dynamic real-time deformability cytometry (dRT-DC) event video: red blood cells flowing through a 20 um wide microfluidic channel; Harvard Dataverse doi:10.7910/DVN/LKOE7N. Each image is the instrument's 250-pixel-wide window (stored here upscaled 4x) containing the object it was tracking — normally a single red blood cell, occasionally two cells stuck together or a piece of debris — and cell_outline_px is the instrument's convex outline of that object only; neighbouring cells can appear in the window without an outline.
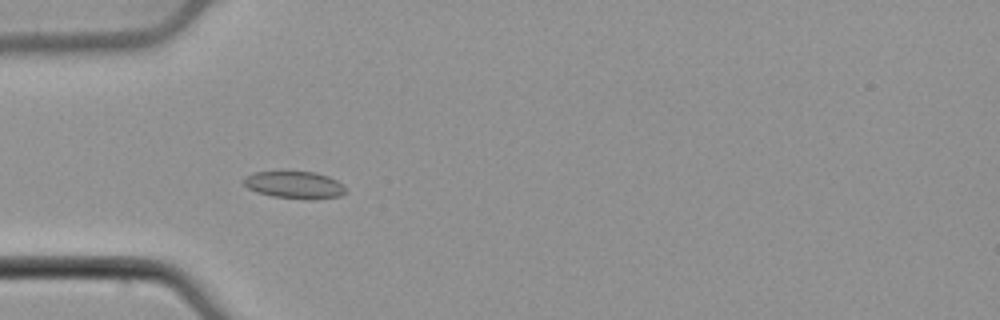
{"species": "common noctule bat (a hibernating species)", "species_latin": "Nyctalus noctula", "temperature_condition": "cold", "stored_images_in_passage": 53, "camera_frame_rate_fps": 3000, "um_per_image_px": 0.085, "animal": {"sex": "male", "body_mass_g": 21.5, "forearm_length_mm": 52.0}, "frame": {"image": 1, "passage_image": 16, "time_ms": 5.0, "image_size_px": [1000, 320], "cell_outline_px": [[348, 192], [340, 196], [316, 200], [312, 200], [272, 196], [256, 192], [248, 188], [244, 184], [244, 176], [252, 172], [316, 172], [328, 176], [336, 180]], "centroid_in_image_um": [25.04, 15.73], "position_along_channel_um": 60.0, "area_um2": 16.24}}
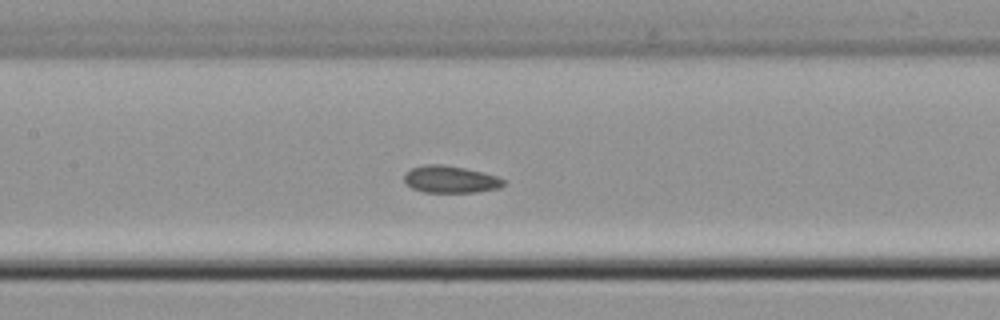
{"frame": {"image": 2, "passage_image": 25, "time_ms": 8.0, "image_size_px": [1000, 320], "cell_outline_px": [[504, 184], [500, 188], [476, 192], [424, 192], [412, 188], [404, 180], [404, 172], [412, 168], [424, 164], [440, 164], [464, 168], [484, 172], [496, 176], [504, 180]], "centroid_in_image_um": [38.27, 15.24], "position_along_channel_um": 169.1, "area_um2": 15.66}}
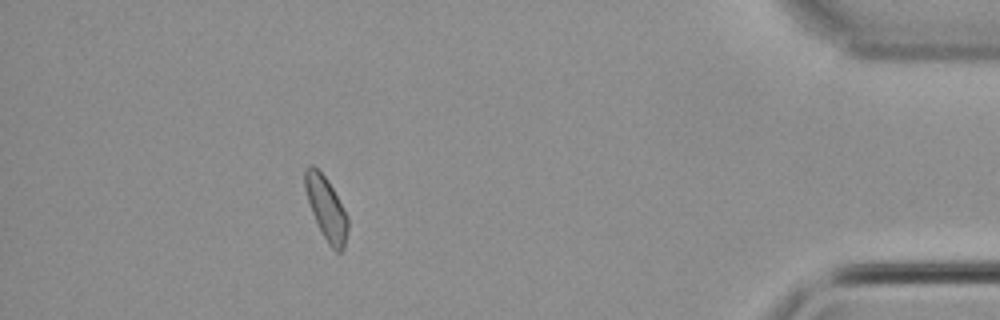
{"frame": {"image": 3, "passage_image": 48, "time_ms": 15.667, "image_size_px": [1000, 320], "cell_outline_px": [[348, 228], [344, 248], [340, 252], [336, 252], [328, 244], [312, 212], [304, 188], [304, 168], [312, 164], [328, 180], [348, 216]], "centroid_in_image_um": [27.73, 17.69], "position_along_channel_um": 407.5, "area_um2": 15.55}, "authors_computed_cell_mechanics": {"area_um2": 16.184, "velocity_mm_per_s": 3.8063, "shape_relaxation_time_tau1_ms": null, "shape_relaxation_time_tau2_ms": 1.6745, "deformation_change_tau1": null, "deformation_change_tau2": 0.0709}}